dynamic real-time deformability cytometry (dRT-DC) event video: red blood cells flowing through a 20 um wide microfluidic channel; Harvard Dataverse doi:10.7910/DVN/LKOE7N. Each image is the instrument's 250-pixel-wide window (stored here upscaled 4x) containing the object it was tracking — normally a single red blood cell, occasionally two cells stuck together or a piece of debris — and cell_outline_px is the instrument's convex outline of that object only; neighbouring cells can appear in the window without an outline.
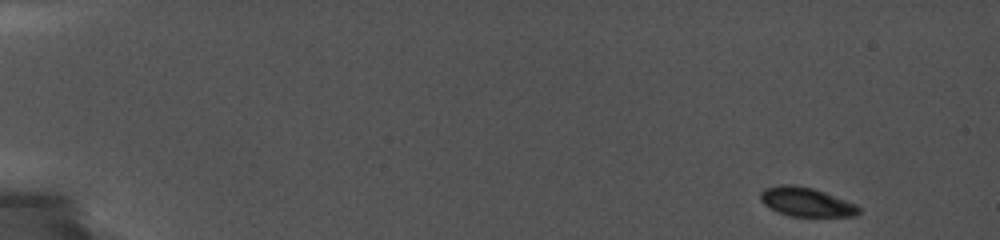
{"species": "common noctule bat (a hibernating species)", "species_latin": "Nyctalus noctula", "temperature_condition": "cold", "stored_images_in_passage": 49, "camera_frame_rate_fps": 5000, "um_per_image_px": 0.085, "animal": {"sex": "female", "body_mass_g": 19.0, "forearm_length_mm": 56.7}, "frame": {"image": 1, "passage_image": 1, "time_ms": 0.0, "image_size_px": [1000, 240], "cell_outline_px": [[860, 212], [856, 216], [788, 216], [764, 204], [760, 200], [760, 192], [764, 188], [780, 184], [796, 184], [812, 188], [824, 192], [856, 204], [860, 208]], "centroid_in_image_um": [68.52, 17.15], "position_along_channel_um": 16.5, "area_um2": 16.59}}
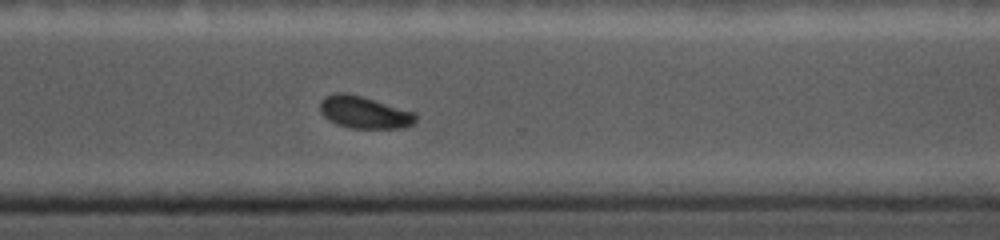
{"frame": {"image": 2, "passage_image": 39, "time_ms": 12.8, "image_size_px": [1000, 240], "cell_outline_px": [[416, 120], [412, 124], [404, 128], [348, 128], [336, 124], [328, 120], [320, 112], [320, 100], [324, 96], [336, 92], [344, 92], [360, 96], [416, 112]], "centroid_in_image_um": [30.93, 9.55], "position_along_channel_um": 339.7, "area_um2": 18.03}}
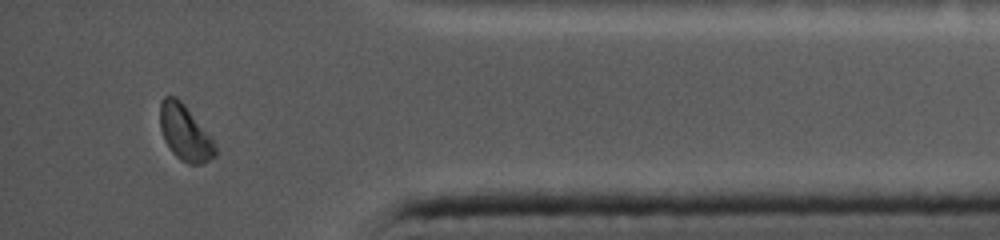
{"frame": {"image": 3, "passage_image": 46, "time_ms": 15.2, "image_size_px": [1000, 240], "cell_outline_px": [[216, 156], [200, 164], [188, 164], [180, 160], [172, 152], [164, 140], [160, 128], [160, 100], [164, 96], [176, 96], [184, 104], [212, 136], [216, 148]], "centroid_in_image_um": [15.72, 11.27], "position_along_channel_um": 419.5, "area_um2": 18.09}}